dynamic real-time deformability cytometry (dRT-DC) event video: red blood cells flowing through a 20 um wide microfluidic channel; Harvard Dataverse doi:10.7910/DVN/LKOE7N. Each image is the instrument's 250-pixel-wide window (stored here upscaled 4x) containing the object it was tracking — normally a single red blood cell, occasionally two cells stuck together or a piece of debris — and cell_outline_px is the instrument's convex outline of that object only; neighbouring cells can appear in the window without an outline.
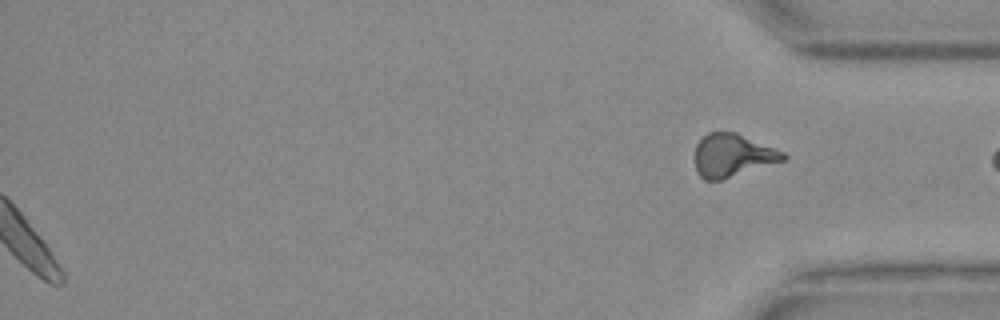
{"species": "Egyptian fruit bat (a non-hibernating species)", "species_latin": "Rousettus aegyptiacus", "temperature_condition": "warm", "stored_images_in_passage": 29, "segment_of_instrument_passage": [2, 2], "camera_frame_rate_fps": 3000, "um_per_image_px": 0.085, "animal": {"sex": "female"}, "frame": {"image": 1, "passage_image": 29, "time_ms": 9.333, "image_size_px": [1000, 320], "cell_outline_px": [[788, 156], [784, 160], [720, 180], [704, 180], [696, 172], [696, 144], [708, 132], [736, 132], [784, 152]], "centroid_in_image_um": [62.25, 13.2], "position_along_channel_um": 372.9, "area_um2": 21.79}}